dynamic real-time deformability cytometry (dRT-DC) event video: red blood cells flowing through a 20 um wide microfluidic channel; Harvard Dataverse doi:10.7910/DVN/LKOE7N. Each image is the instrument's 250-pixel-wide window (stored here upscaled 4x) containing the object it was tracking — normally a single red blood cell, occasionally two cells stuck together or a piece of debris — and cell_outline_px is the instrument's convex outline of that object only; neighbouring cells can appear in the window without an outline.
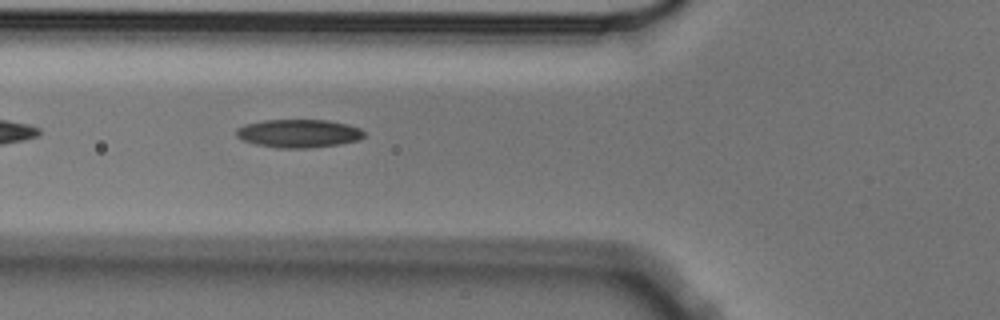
{"species": "Egyptian fruit bat (a non-hibernating species)", "species_latin": "Rousettus aegyptiacus", "temperature_condition": "cold", "stored_images_in_passage": 9, "camera_frame_rate_fps": 3000, "um_per_image_px": 0.085, "animal": {"sex": "male"}, "frame": {"image": 1, "passage_image": 6, "time_ms": 1.667, "image_size_px": [1000, 320], "cell_outline_px": [[364, 136], [356, 140], [336, 144], [308, 148], [276, 148], [256, 144], [244, 140], [236, 136], [236, 128], [244, 124], [264, 120], [328, 120], [348, 124], [360, 128], [364, 132]], "centroid_in_image_um": [25.35, 11.33], "position_along_channel_um": 100.5, "area_um2": 20.92}}
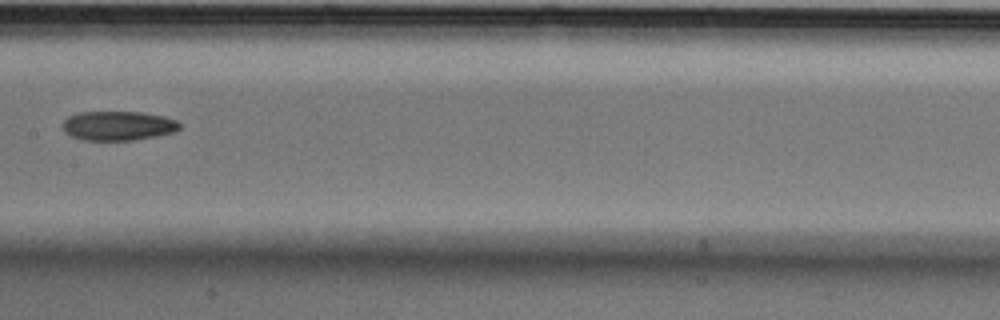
{"frame": {"image": 2, "passage_image": 8, "time_ms": 2.333, "image_size_px": [1000, 320], "cell_outline_px": [[180, 128], [176, 132], [156, 136], [132, 140], [84, 140], [72, 136], [64, 132], [64, 120], [68, 116], [76, 112], [140, 112], [164, 116], [176, 120], [180, 124]], "centroid_in_image_um": [10.05, 10.68], "position_along_channel_um": 197.3, "area_um2": 20.0}}
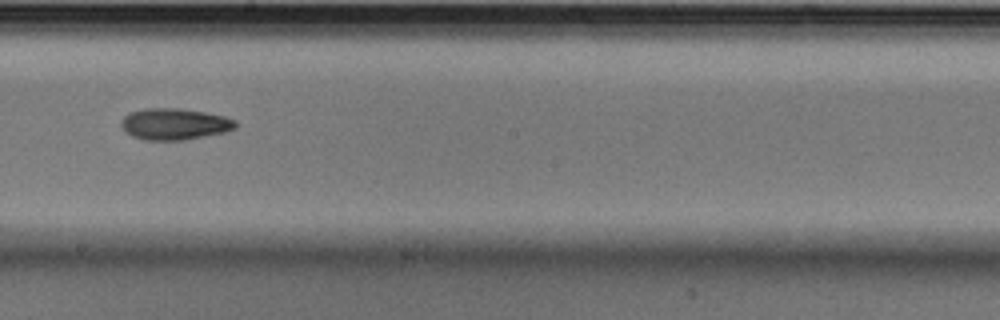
{"frame": {"image": 3, "passage_image": 9, "time_ms": 2.667, "image_size_px": [1000, 320], "cell_outline_px": [[236, 128], [224, 132], [184, 140], [144, 140], [132, 136], [120, 124], [120, 120], [124, 116], [132, 112], [144, 108], [180, 108], [204, 112], [224, 116], [236, 120]], "centroid_in_image_um": [14.83, 10.54], "position_along_channel_um": 233.4, "area_um2": 20.87}}